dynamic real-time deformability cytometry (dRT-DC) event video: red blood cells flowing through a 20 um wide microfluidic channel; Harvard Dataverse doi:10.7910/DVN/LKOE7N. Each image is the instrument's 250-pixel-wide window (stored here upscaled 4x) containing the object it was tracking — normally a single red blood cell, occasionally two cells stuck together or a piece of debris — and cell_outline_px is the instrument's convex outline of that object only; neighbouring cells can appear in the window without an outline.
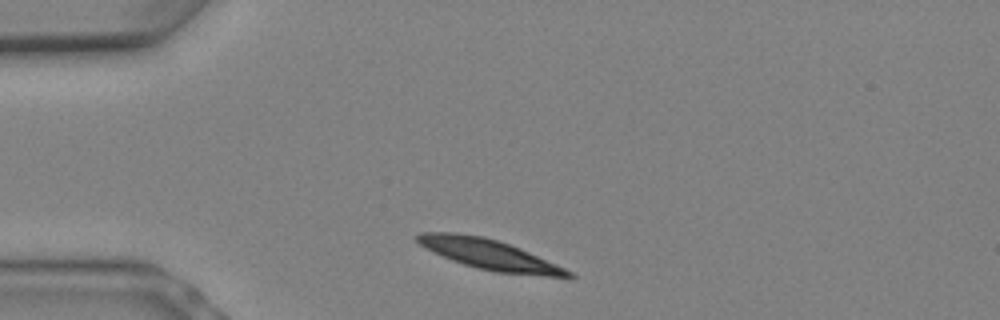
{"species": "Egyptian fruit bat (a non-hibernating species)", "species_latin": "Rousettus aegyptiacus", "temperature_condition": "warm", "stored_images_in_passage": 5, "camera_frame_rate_fps": 3000, "um_per_image_px": 0.085, "animal": {"sex": "female"}, "frame": {"image": 1, "passage_image": 1, "time_ms": 0.0, "image_size_px": [1000, 320], "cell_outline_px": [[576, 276], [572, 280], [568, 280], [496, 272], [476, 268], [452, 260], [420, 244], [416, 240], [416, 232], [456, 232], [484, 236], [520, 248], [556, 264], [572, 272]], "centroid_in_image_um": [41.74, 21.67], "position_along_channel_um": 43.3, "area_um2": 26.93}}
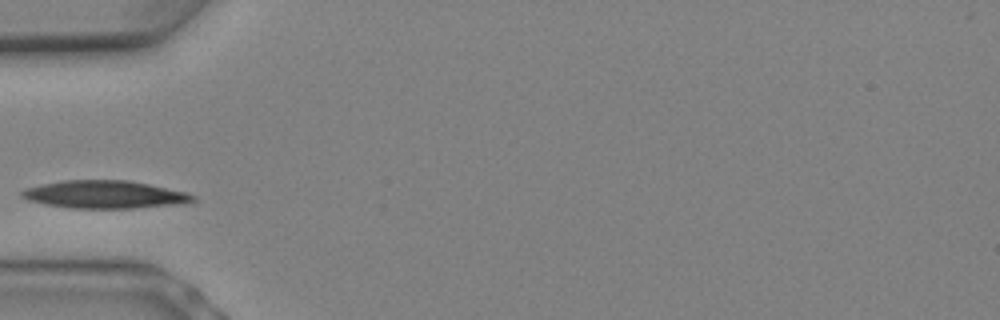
{"frame": {"image": 2, "passage_image": 3, "time_ms": 0.667, "image_size_px": [1000, 320], "cell_outline_px": [[196, 200], [188, 204], [136, 208], [72, 208], [44, 204], [28, 200], [20, 196], [20, 192], [28, 188], [44, 184], [64, 180], [128, 180], [148, 184], [184, 192], [196, 196]], "centroid_in_image_um": [8.95, 16.54], "position_along_channel_um": 76.1, "area_um2": 27.69}}